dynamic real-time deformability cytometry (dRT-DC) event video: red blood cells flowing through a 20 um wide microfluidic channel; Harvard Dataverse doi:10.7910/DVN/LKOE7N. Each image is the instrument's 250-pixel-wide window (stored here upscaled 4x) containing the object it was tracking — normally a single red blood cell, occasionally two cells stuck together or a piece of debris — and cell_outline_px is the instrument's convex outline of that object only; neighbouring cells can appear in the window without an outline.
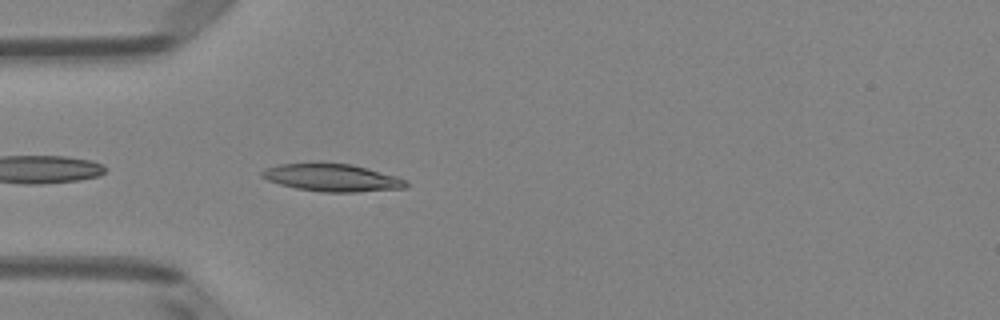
{"species": "Egyptian fruit bat (a non-hibernating species)", "species_latin": "Rousettus aegyptiacus", "temperature_condition": "room temperature", "stored_images_in_passage": 37, "camera_frame_rate_fps": 3000, "um_per_image_px": 0.085, "animal": {"sex": "female"}, "frame": {"image": 1, "passage_image": 2, "time_ms": 0.333, "image_size_px": [1000, 320], "cell_outline_px": [[408, 184], [404, 188], [356, 192], [320, 192], [296, 188], [280, 184], [268, 180], [260, 176], [260, 172], [264, 168], [280, 164], [320, 160], [352, 164], [368, 168], [396, 176], [408, 180]], "centroid_in_image_um": [28.18, 15.06], "position_along_channel_um": 56.8, "area_um2": 23.93}}
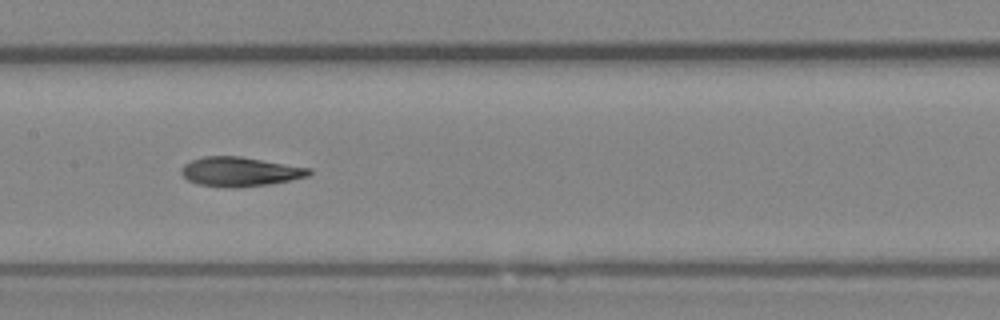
{"frame": {"image": 2, "passage_image": 12, "time_ms": 3.667, "image_size_px": [1000, 320], "cell_outline_px": [[312, 172], [308, 176], [268, 184], [236, 188], [232, 188], [200, 184], [188, 180], [180, 172], [180, 168], [184, 164], [192, 160], [204, 156], [240, 156], [312, 168]], "centroid_in_image_um": [20.39, 14.58], "position_along_channel_um": 187.0, "area_um2": 21.73}}
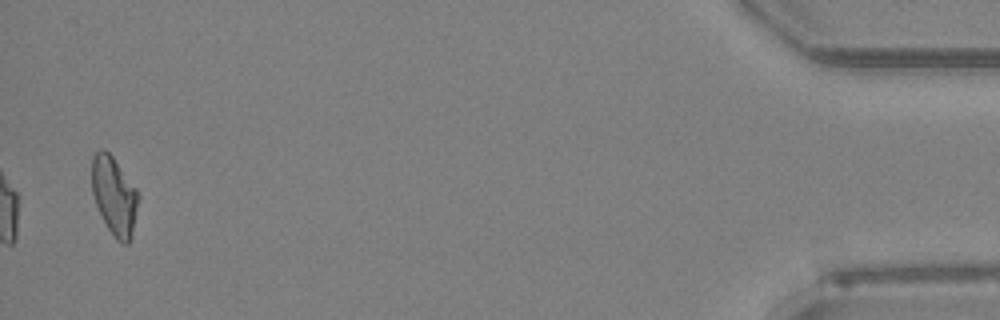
{"frame": {"image": 3, "passage_image": 36, "time_ms": 11.667, "image_size_px": [1000, 320], "cell_outline_px": [[140, 196], [132, 236], [128, 244], [120, 244], [116, 240], [108, 228], [96, 204], [92, 192], [92, 156], [100, 148], [104, 148], [112, 156], [136, 188]], "centroid_in_image_um": [9.73, 16.66], "position_along_channel_um": 425.5, "area_um2": 21.27}, "authors_computed_cell_mechanics": {"area_um2": 21.7906, "velocity_mm_per_s": 4.0582, "shape_relaxation_time_tau1_ms": 7.3986, "shape_relaxation_time_tau2_ms": 2.5182, "deformation_change_tau1": 0.2099, "deformation_change_tau2": 0.1016}}